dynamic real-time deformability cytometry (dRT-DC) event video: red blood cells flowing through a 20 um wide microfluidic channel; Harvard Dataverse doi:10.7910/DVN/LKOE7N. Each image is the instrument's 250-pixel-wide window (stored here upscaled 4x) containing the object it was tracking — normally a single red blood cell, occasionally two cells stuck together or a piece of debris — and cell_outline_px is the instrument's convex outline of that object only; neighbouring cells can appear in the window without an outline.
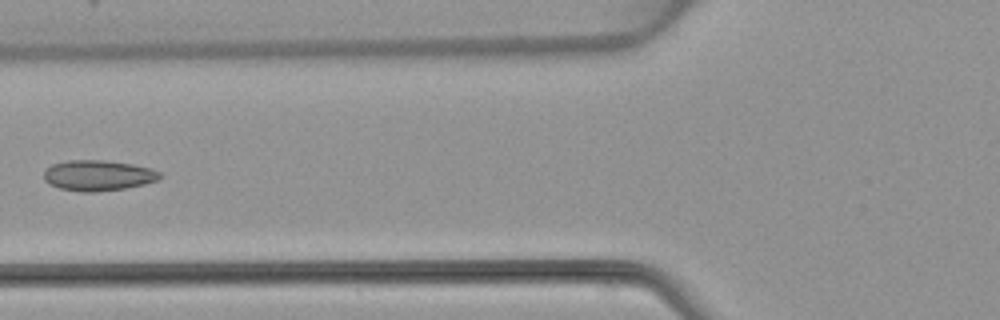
{"species": "common noctule bat (a hibernating species)", "species_latin": "Nyctalus noctula", "temperature_condition": "warm", "stored_images_in_passage": 5, "camera_frame_rate_fps": 3000, "um_per_image_px": 0.085, "animal": {"sex": "female", "body_mass_g": 22.7, "forearm_length_mm": 54.2}, "frame": {"image": 1, "passage_image": 5, "time_ms": 5.667, "image_size_px": [1000, 320], "cell_outline_px": [[164, 176], [156, 180], [144, 184], [124, 188], [92, 192], [80, 192], [60, 188], [48, 184], [44, 180], [44, 172], [52, 164], [68, 160], [104, 160], [132, 164], [148, 168], [160, 172]], "centroid_in_image_um": [8.32, 14.91], "position_along_channel_um": 117.5, "area_um2": 20.58}}